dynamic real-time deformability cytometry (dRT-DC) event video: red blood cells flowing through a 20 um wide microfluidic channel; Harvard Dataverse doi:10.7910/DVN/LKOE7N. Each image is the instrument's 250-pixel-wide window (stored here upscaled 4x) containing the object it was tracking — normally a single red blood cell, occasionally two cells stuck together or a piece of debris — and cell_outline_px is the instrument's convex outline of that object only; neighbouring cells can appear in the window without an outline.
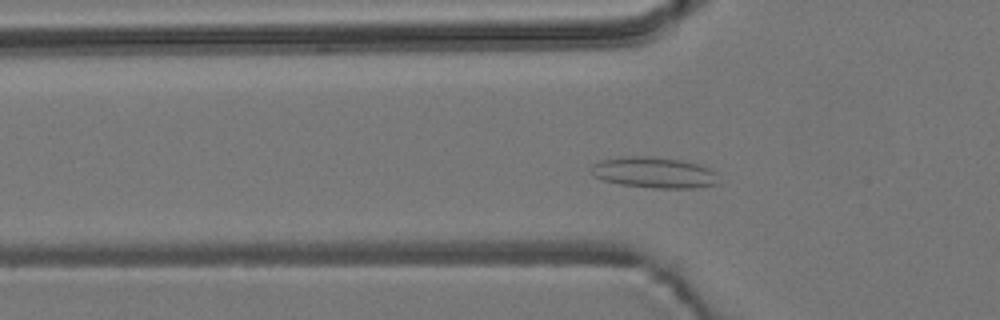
{"species": "common noctule bat (a hibernating species)", "species_latin": "Nyctalus noctula", "temperature_condition": "room temperature", "stored_images_in_passage": 52, "camera_frame_rate_fps": 3000, "um_per_image_px": 0.085, "animal": {"sex": "male", "body_mass_g": 19.2, "forearm_length_mm": 51.8}, "frame": {"image": 1, "passage_image": 13, "time_ms": 4.0, "image_size_px": [1000, 320], "cell_outline_px": [[720, 184], [692, 188], [652, 188], [620, 184], [604, 180], [592, 176], [592, 164], [600, 160], [620, 156], [652, 156], [684, 160], [700, 164], [712, 168], [716, 172]], "centroid_in_image_um": [55.64, 14.65], "position_along_channel_um": 70.2, "area_um2": 23.47}}
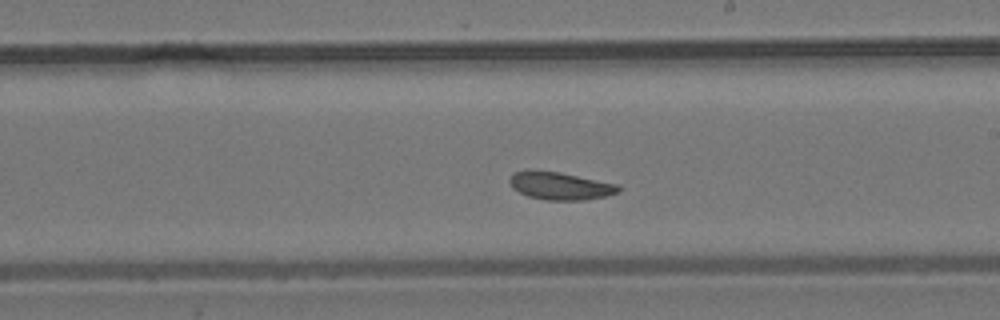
{"frame": {"image": 2, "passage_image": 27, "time_ms": 8.667, "image_size_px": [1000, 320], "cell_outline_px": [[620, 192], [604, 196], [584, 200], [548, 200], [528, 196], [512, 188], [508, 180], [516, 172], [528, 168], [560, 172], [620, 184]], "centroid_in_image_um": [47.62, 15.77], "position_along_channel_um": 241.4, "area_um2": 17.8}}
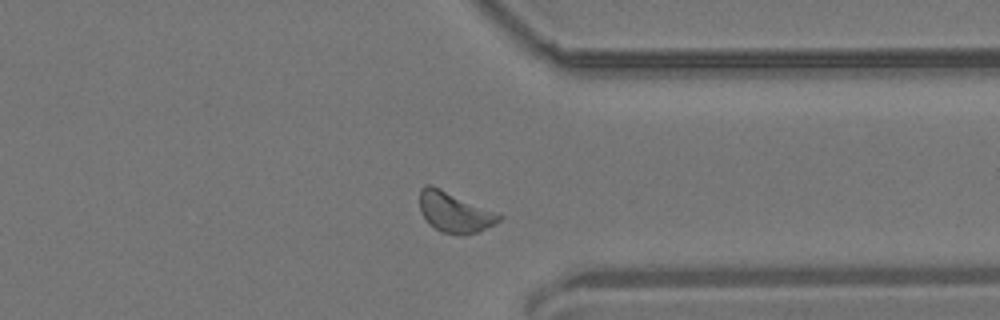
{"frame": {"image": 3, "passage_image": 38, "time_ms": 12.333, "image_size_px": [1000, 320], "cell_outline_px": [[504, 216], [500, 220], [476, 232], [464, 236], [440, 232], [428, 224], [420, 212], [420, 188], [424, 184], [432, 184]], "centroid_in_image_um": [38.57, 18.03], "position_along_channel_um": 372.8, "area_um2": 18.67}, "authors_computed_cell_mechanics": {"area_um2": 18.0047, "velocity_mm_per_s": 3.6624, "shape_relaxation_time_tau1_ms": null, "shape_relaxation_time_tau2_ms": 2.0015, "deformation_change_tau1": null, "deformation_change_tau2": 0.0721}}